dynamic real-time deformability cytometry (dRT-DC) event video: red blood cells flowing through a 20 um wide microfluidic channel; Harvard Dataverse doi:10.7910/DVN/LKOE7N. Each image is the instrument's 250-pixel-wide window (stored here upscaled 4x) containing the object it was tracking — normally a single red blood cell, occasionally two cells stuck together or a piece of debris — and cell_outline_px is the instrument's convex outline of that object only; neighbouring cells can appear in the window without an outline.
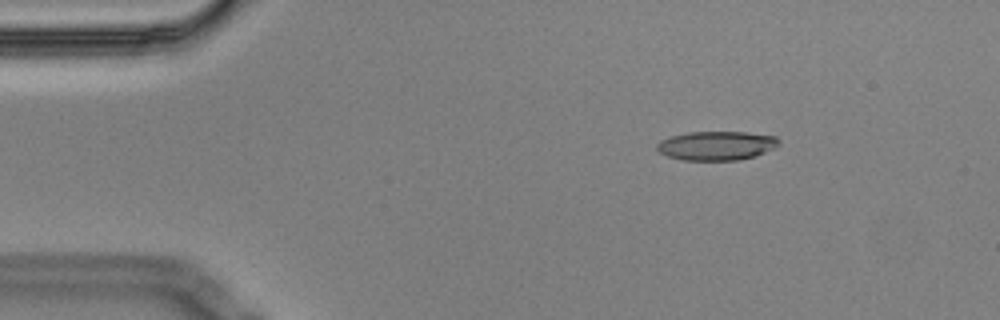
{"species": "Egyptian fruit bat (a non-hibernating species)", "species_latin": "Rousettus aegyptiacus", "temperature_condition": "cold", "stored_images_in_passage": 5, "camera_frame_rate_fps": 3000, "um_per_image_px": 0.085, "animal": {"sex": "male"}, "frame": {"image": 1, "passage_image": 3, "time_ms": 0.667, "image_size_px": [1000, 320], "cell_outline_px": [[780, 144], [776, 148], [756, 156], [740, 160], [684, 160], [668, 156], [660, 152], [656, 148], [656, 144], [660, 140], [672, 136], [688, 132], [744, 132], [776, 136], [780, 140]], "centroid_in_image_um": [60.94, 12.38], "position_along_channel_um": 24.1, "area_um2": 20.75}}
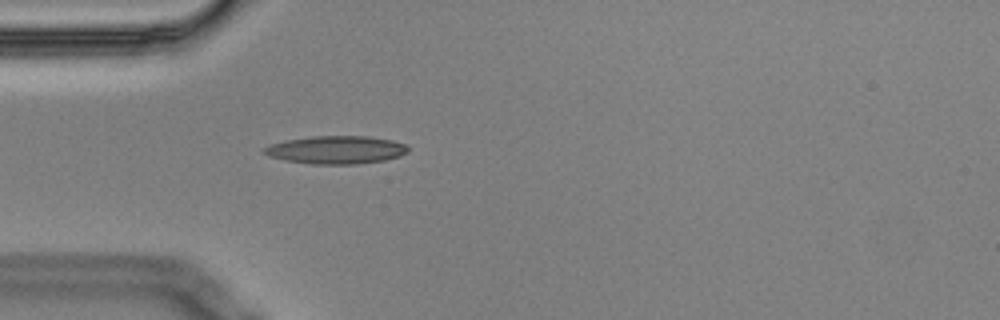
{"frame": {"image": 2, "passage_image": 5, "time_ms": 1.333, "image_size_px": [1000, 320], "cell_outline_px": [[408, 152], [400, 156], [384, 160], [356, 164], [312, 164], [284, 160], [268, 156], [260, 152], [264, 148], [272, 144], [288, 140], [312, 136], [368, 136], [392, 140], [404, 144], [408, 148]], "centroid_in_image_um": [28.56, 12.74], "position_along_channel_um": 56.4, "area_um2": 23.41}}